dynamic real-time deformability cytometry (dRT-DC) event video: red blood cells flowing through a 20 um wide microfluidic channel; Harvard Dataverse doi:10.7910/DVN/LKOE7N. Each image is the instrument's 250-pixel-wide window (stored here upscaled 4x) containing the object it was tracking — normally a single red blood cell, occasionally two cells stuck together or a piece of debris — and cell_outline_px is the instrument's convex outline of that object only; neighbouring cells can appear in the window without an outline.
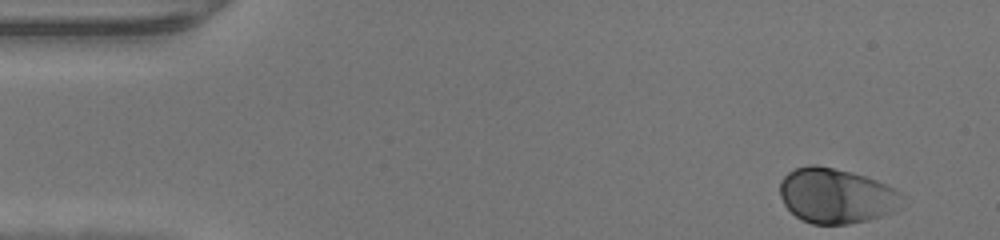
{"species": "human", "species_latin": "Homo sapiens", "temperature_condition": "warm", "stored_images_in_passage": 45, "camera_frame_rate_fps": 3000, "um_per_image_px": 0.085, "donor": {"sex": "male"}, "frame": {"image": 1, "passage_image": 1, "time_ms": 0.0, "image_size_px": [1000, 240], "cell_outline_px": [[908, 196], [892, 212], [868, 220], [848, 224], [812, 224], [796, 216], [784, 204], [780, 196], [780, 180], [788, 172], [796, 168], [808, 164], [816, 164], [852, 172], [876, 180]], "centroid_in_image_um": [71.07, 16.63], "position_along_channel_um": 13.9, "area_um2": 39.25}}
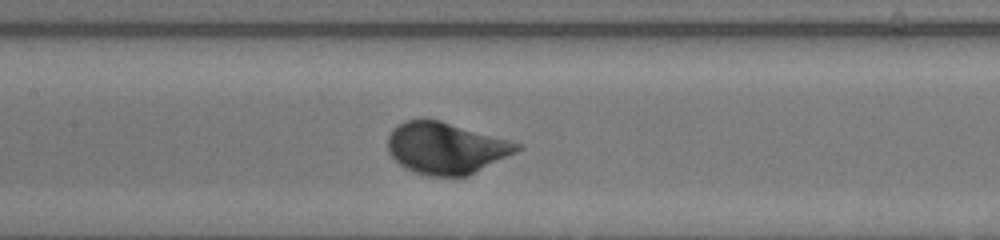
{"frame": {"image": 2, "passage_image": 20, "time_ms": 6.333, "image_size_px": [1000, 240], "cell_outline_px": [[524, 148], [468, 176], [428, 176], [416, 172], [400, 164], [388, 152], [388, 136], [392, 128], [404, 120], [440, 120], [524, 144]], "centroid_in_image_um": [37.93, 12.58], "position_along_channel_um": 169.5, "area_um2": 38.73}}
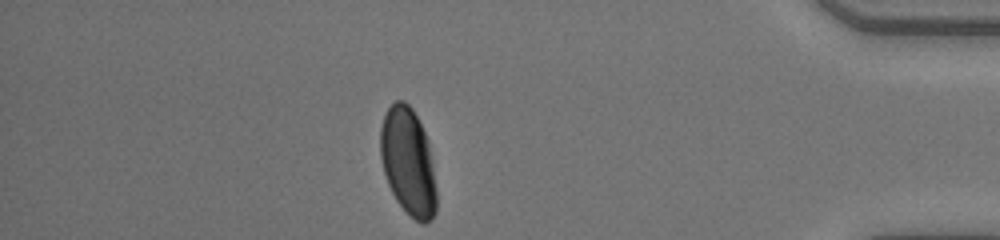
{"frame": {"image": 3, "passage_image": 39, "time_ms": 12.667, "image_size_px": [1000, 240], "cell_outline_px": [[436, 212], [432, 220], [424, 224], [416, 220], [396, 200], [388, 184], [384, 172], [380, 156], [380, 128], [384, 116], [388, 108], [396, 100], [404, 100], [412, 108], [428, 140], [436, 188]], "centroid_in_image_um": [34.69, 13.75], "position_along_channel_um": 400.5, "area_um2": 34.85}}